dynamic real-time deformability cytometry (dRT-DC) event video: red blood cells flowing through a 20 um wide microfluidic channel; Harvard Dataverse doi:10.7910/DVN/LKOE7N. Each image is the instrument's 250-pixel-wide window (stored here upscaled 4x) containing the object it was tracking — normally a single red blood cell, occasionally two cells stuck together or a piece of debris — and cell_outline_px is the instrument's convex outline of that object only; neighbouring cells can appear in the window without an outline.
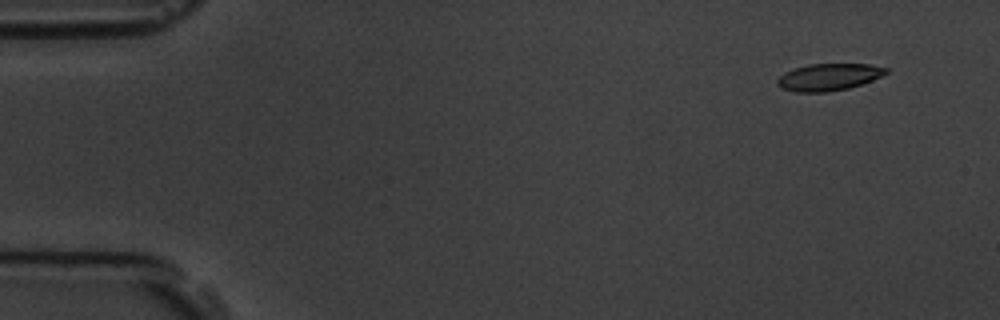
{"species": "common noctule bat (a hibernating species)", "species_latin": "Nyctalus noctula", "temperature_condition": "room temperature", "stored_images_in_passage": 5, "camera_frame_rate_fps": 3000, "um_per_image_px": 0.085, "animal": {"sex": "male", "body_mass_g": 19.5, "forearm_length_mm": 54.6}, "frame": {"image": 1, "passage_image": 1, "time_ms": 0.0, "image_size_px": [1000, 320], "cell_outline_px": [[888, 72], [872, 80], [848, 88], [828, 92], [796, 92], [780, 88], [776, 84], [776, 80], [784, 72], [808, 64], [868, 64], [888, 68]], "centroid_in_image_um": [70.4, 6.55], "position_along_channel_um": 14.6, "area_um2": 17.05}}
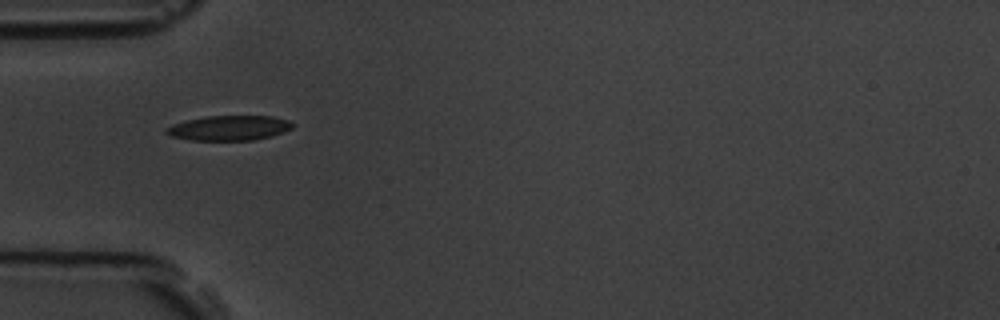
{"frame": {"image": 2, "passage_image": 4, "time_ms": 4.333, "image_size_px": [1000, 320], "cell_outline_px": [[296, 124], [292, 128], [284, 132], [272, 136], [252, 140], [188, 140], [172, 136], [164, 132], [164, 128], [172, 124], [188, 120], [208, 116], [272, 116], [288, 120]], "centroid_in_image_um": [19.49, 10.88], "position_along_channel_um": 65.5, "area_um2": 18.38}}
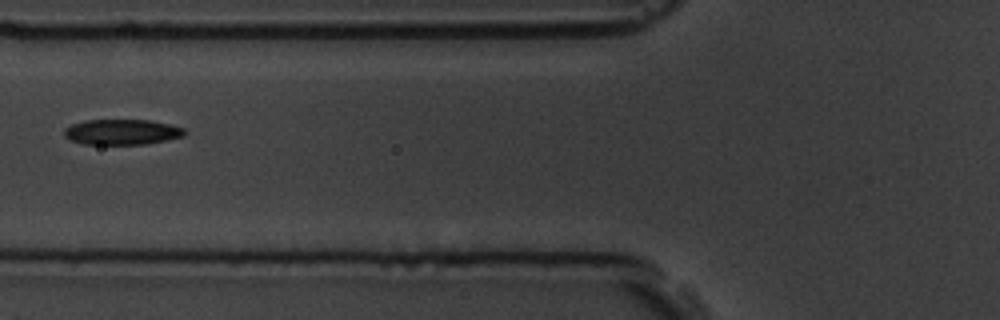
{"frame": {"image": 3, "passage_image": 5, "time_ms": 5.667, "image_size_px": [1000, 320], "cell_outline_px": [[188, 132], [184, 136], [144, 144], [84, 144], [72, 140], [64, 136], [64, 128], [72, 124], [88, 120], [148, 120], [172, 124], [184, 128]], "centroid_in_image_um": [10.39, 11.21], "position_along_channel_um": 115.4, "area_um2": 17.8}}